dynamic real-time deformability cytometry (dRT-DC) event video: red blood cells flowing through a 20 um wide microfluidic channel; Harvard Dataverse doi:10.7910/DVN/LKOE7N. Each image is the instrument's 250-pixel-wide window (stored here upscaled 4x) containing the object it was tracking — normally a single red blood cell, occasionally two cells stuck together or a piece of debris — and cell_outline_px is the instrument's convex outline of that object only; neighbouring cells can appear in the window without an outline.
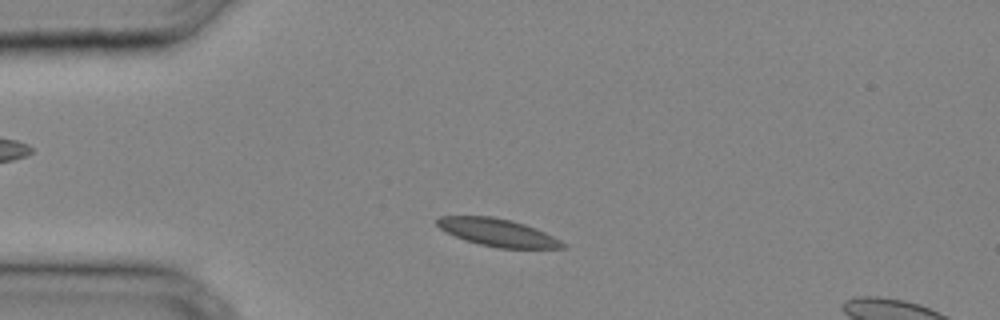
{"species": "common noctule bat (a hibernating species)", "species_latin": "Nyctalus noctula", "temperature_condition": "cold", "stored_images_in_passage": 29, "camera_frame_rate_fps": 3000, "um_per_image_px": 0.085, "animal": {"sex": "male", "body_mass_g": 20.4}, "frame": {"image": 1, "passage_image": 4, "time_ms": 1.0, "image_size_px": [1000, 320], "cell_outline_px": [[568, 248], [496, 248], [464, 240], [440, 228], [436, 224], [436, 220], [440, 216], [492, 216], [512, 220], [536, 228], [568, 244]], "centroid_in_image_um": [42.33, 19.76], "position_along_channel_um": 42.7, "area_um2": 20.17}}
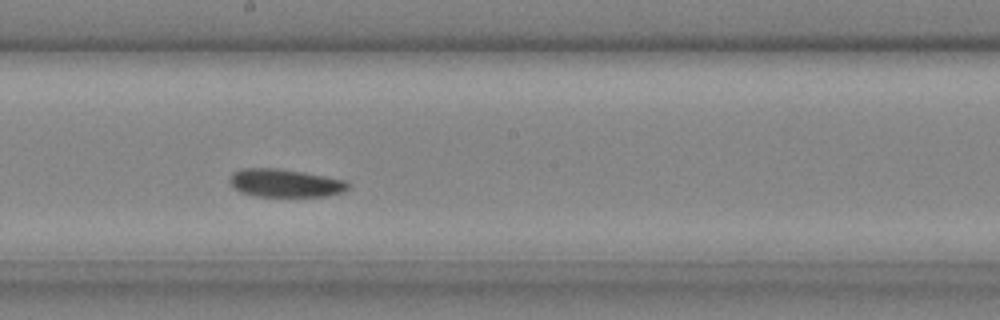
{"frame": {"image": 2, "passage_image": 15, "time_ms": 4.667, "image_size_px": [1000, 320], "cell_outline_px": [[348, 188], [344, 192], [324, 196], [256, 196], [240, 192], [228, 180], [232, 172], [240, 168], [276, 168], [304, 172], [344, 180], [348, 184]], "centroid_in_image_um": [24.2, 15.55], "position_along_channel_um": 224.0, "area_um2": 19.25}}
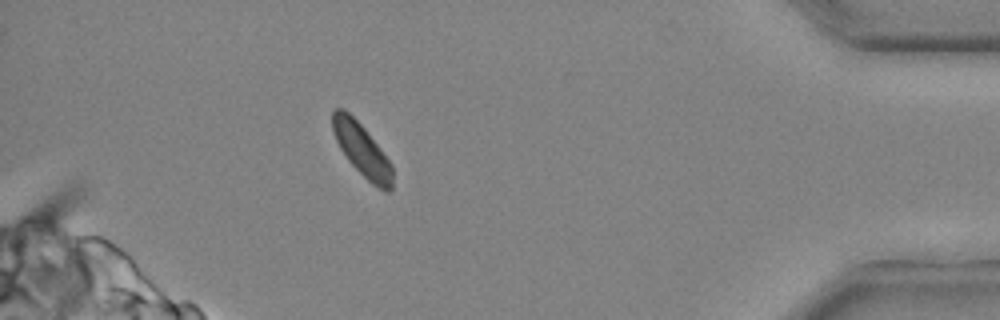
{"frame": {"image": 3, "passage_image": 27, "time_ms": 8.667, "image_size_px": [1000, 320], "cell_outline_px": [[392, 188], [388, 192], [384, 192], [372, 184], [348, 160], [340, 148], [336, 140], [332, 128], [332, 108], [344, 108], [364, 128], [380, 148], [392, 164]], "centroid_in_image_um": [30.76, 12.74], "position_along_channel_um": 404.4, "area_um2": 18.21}}